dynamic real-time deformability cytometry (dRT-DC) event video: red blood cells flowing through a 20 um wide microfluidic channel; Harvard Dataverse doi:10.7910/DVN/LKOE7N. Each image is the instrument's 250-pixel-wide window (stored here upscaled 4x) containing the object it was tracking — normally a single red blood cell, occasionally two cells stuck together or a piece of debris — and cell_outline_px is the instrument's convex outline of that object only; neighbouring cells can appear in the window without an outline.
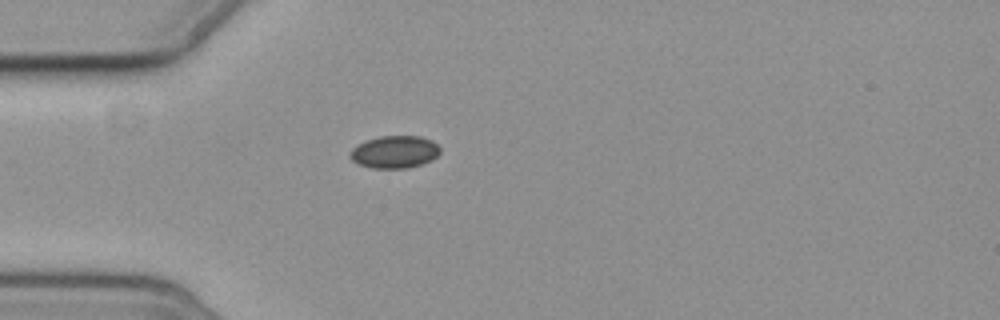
{"species": "common noctule bat (a hibernating species)", "species_latin": "Nyctalus noctula", "temperature_condition": "cold", "stored_images_in_passage": 1, "camera_frame_rate_fps": 3000, "um_per_image_px": 0.085, "animal": {"sex": "female", "body_mass_g": 19.3, "forearm_length_mm": 54.1}, "frame": {"image": 1, "passage_image": 1, "time_ms": 0.0, "image_size_px": [1000, 320], "cell_outline_px": [[440, 152], [432, 160], [424, 164], [408, 168], [372, 168], [360, 164], [352, 160], [348, 156], [348, 152], [352, 148], [364, 140], [380, 136], [420, 136], [432, 140], [440, 148]], "centroid_in_image_um": [33.53, 12.91], "position_along_channel_um": 51.5, "area_um2": 17.22}}